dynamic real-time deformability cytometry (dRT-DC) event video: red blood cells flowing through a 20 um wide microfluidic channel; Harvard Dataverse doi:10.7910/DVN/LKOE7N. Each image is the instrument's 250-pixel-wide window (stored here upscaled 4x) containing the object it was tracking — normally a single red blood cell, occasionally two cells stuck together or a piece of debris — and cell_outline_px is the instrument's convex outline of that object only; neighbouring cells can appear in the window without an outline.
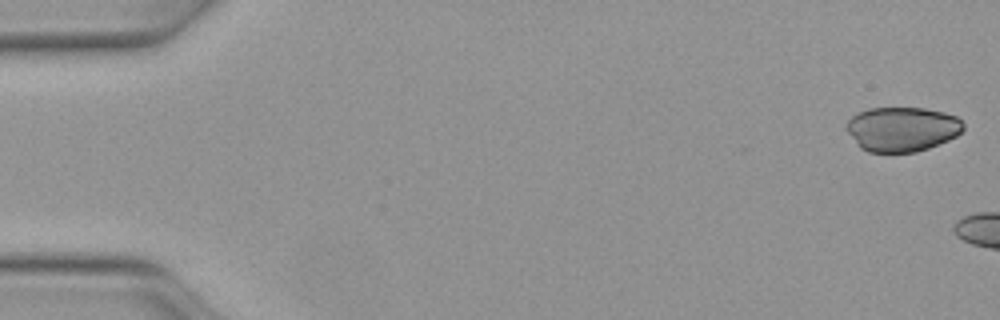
{"species": "Egyptian fruit bat (a non-hibernating species)", "species_latin": "Rousettus aegyptiacus", "temperature_condition": "warm", "stored_images_in_passage": 5, "camera_frame_rate_fps": 3000, "um_per_image_px": 0.085, "animal": {"sex": "female"}, "frame": {"image": 1, "passage_image": 1, "time_ms": 0.0, "image_size_px": [1000, 320], "cell_outline_px": [[964, 128], [956, 136], [948, 140], [928, 148], [916, 152], [868, 152], [860, 148], [844, 128], [844, 124], [856, 112], [868, 108], [924, 108], [944, 112], [956, 116], [964, 124]], "centroid_in_image_um": [76.63, 10.97], "position_along_channel_um": 8.4, "area_um2": 30.58}}